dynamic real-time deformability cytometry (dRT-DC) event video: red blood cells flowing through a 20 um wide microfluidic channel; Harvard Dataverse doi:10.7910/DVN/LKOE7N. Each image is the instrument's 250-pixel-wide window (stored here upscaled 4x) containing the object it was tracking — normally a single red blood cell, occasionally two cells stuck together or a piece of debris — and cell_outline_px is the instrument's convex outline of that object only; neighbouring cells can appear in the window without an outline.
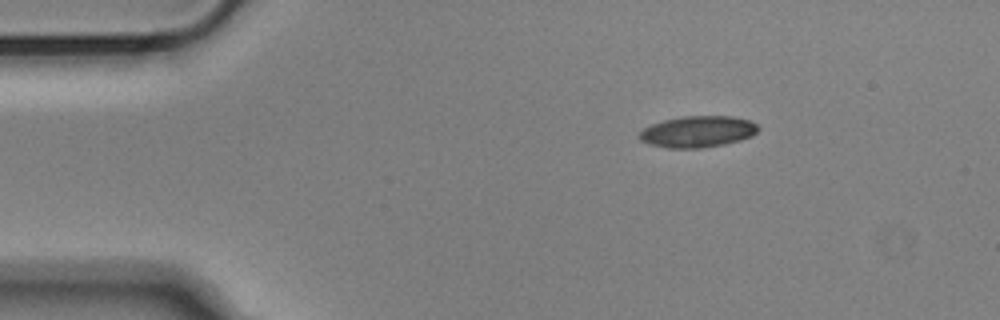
{"species": "Egyptian fruit bat (a non-hibernating species)", "species_latin": "Rousettus aegyptiacus", "temperature_condition": "cold", "stored_images_in_passage": 47, "camera_frame_rate_fps": 3000, "um_per_image_px": 0.085, "animal": {"sex": "male"}, "frame": {"image": 1, "passage_image": 1, "time_ms": 0.0, "image_size_px": [1000, 320], "cell_outline_px": [[760, 128], [752, 136], [740, 140], [724, 144], [700, 148], [668, 148], [652, 144], [640, 140], [640, 132], [644, 128], [652, 124], [664, 120], [684, 116], [732, 116], [748, 120], [756, 124]], "centroid_in_image_um": [59.33, 11.18], "position_along_channel_um": 25.7, "area_um2": 21.5}}
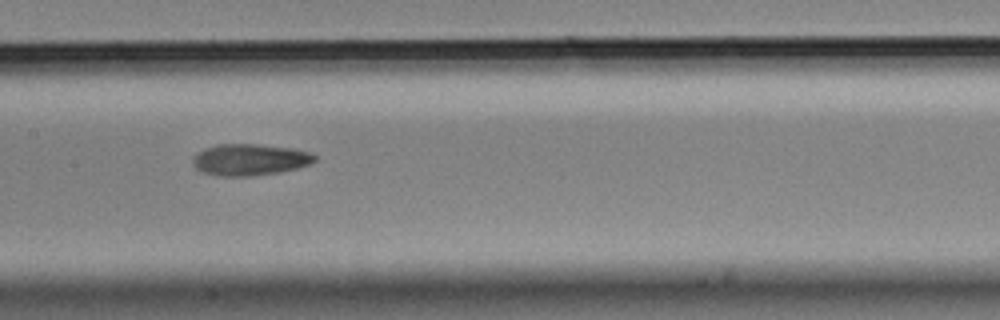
{"frame": {"image": 2, "passage_image": 19, "time_ms": 6.0, "image_size_px": [1000, 320], "cell_outline_px": [[316, 160], [308, 164], [296, 168], [280, 172], [248, 176], [216, 176], [204, 172], [196, 168], [192, 164], [192, 160], [196, 152], [204, 148], [216, 144], [256, 144], [288, 148], [312, 152], [316, 156]], "centroid_in_image_um": [21.19, 13.57], "position_along_channel_um": 186.2, "area_um2": 22.37}}
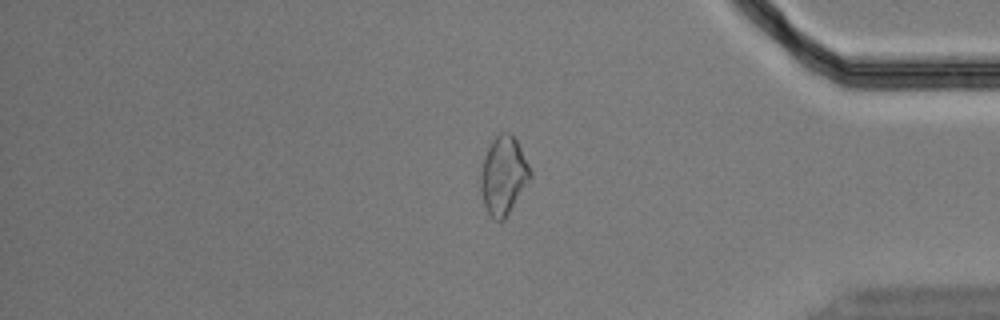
{"frame": {"image": 3, "passage_image": 38, "time_ms": 12.333, "image_size_px": [1000, 320], "cell_outline_px": [[532, 176], [504, 220], [496, 220], [488, 212], [484, 204], [480, 188], [480, 172], [484, 156], [492, 140], [500, 132], [508, 132], [516, 140], [532, 172]], "centroid_in_image_um": [42.78, 14.91], "position_along_channel_um": 392.4, "area_um2": 22.25}, "authors_computed_cell_mechanics": {"area_um2": 22.0796, "velocity_mm_per_s": 3.6637, "shape_relaxation_time_tau1_ms": 5.2048, "shape_relaxation_time_tau2_ms": 5.9313, "deformation_change_tau1": 0.1967, "deformation_change_tau2": 0.1394}}